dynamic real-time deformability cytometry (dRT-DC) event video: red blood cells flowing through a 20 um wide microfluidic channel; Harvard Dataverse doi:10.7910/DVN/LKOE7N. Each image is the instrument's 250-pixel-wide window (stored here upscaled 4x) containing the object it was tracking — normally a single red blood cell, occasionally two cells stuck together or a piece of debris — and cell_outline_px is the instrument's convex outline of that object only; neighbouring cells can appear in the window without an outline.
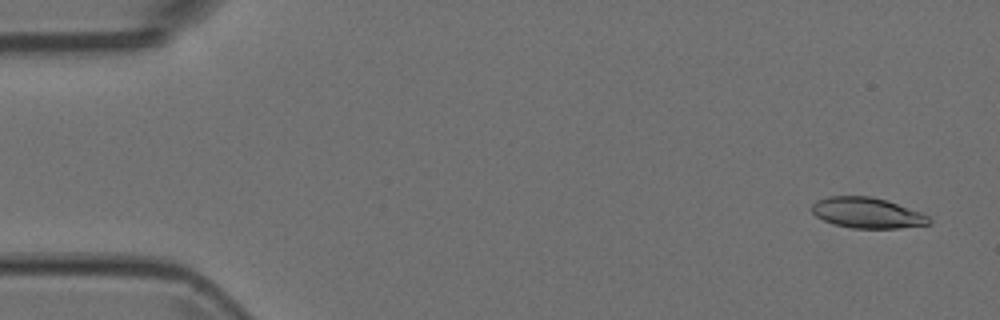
{"species": "Egyptian fruit bat (a non-hibernating species)", "species_latin": "Rousettus aegyptiacus", "temperature_condition": "room temperature", "stored_images_in_passage": 4, "camera_frame_rate_fps": 3000, "um_per_image_px": 0.085, "animal": {"sex": "female"}, "frame": {"image": 1, "passage_image": 1, "time_ms": 0.0, "image_size_px": [1000, 320], "cell_outline_px": [[932, 224], [900, 228], [852, 228], [836, 224], [824, 220], [816, 216], [812, 212], [812, 204], [816, 200], [828, 196], [868, 196], [884, 200], [920, 212], [928, 216], [932, 220]], "centroid_in_image_um": [73.71, 18.1], "position_along_channel_um": 11.3, "area_um2": 20.69}}
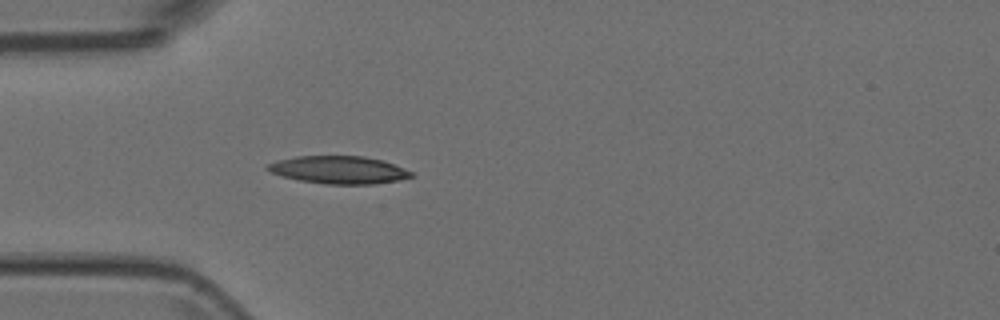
{"frame": {"image": 2, "passage_image": 4, "time_ms": 1.0, "image_size_px": [1000, 320], "cell_outline_px": [[416, 176], [376, 184], [324, 184], [300, 180], [284, 176], [272, 172], [264, 168], [268, 164], [280, 160], [296, 156], [364, 156], [384, 160], [404, 168], [412, 172]], "centroid_in_image_um": [28.84, 14.43], "position_along_channel_um": 56.2, "area_um2": 23.06}}